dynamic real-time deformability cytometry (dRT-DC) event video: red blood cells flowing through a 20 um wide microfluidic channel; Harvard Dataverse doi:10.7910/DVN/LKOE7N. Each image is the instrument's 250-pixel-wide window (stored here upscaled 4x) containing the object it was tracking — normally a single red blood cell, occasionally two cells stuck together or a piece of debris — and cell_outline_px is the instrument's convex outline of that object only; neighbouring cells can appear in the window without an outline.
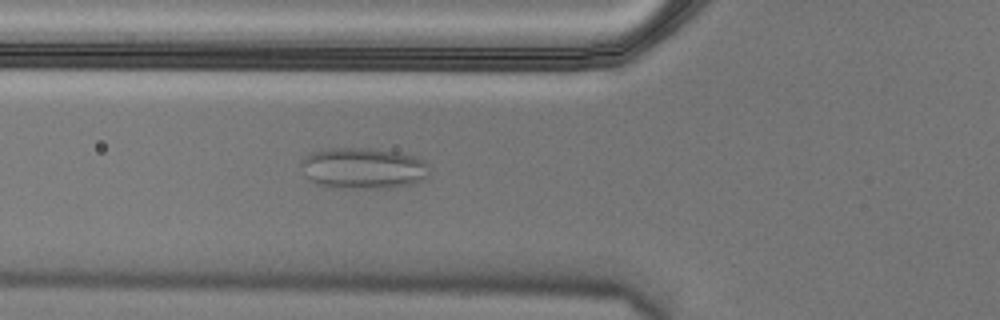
{"species": "Egyptian fruit bat (a non-hibernating species)", "species_latin": "Rousettus aegyptiacus", "temperature_condition": "cold", "stored_images_in_passage": 6, "camera_frame_rate_fps": 3000, "um_per_image_px": 0.085, "animal": {"sex": "male"}, "frame": {"image": 1, "passage_image": 6, "time_ms": 1.667, "image_size_px": [1000, 320], "cell_outline_px": [[428, 176], [424, 180], [416, 184], [388, 188], [336, 188], [316, 184], [308, 176], [300, 164], [300, 160], [304, 156], [312, 152], [328, 148], [372, 148], [396, 152], [416, 156], [424, 160], [428, 164]], "centroid_in_image_um": [30.91, 14.3], "position_along_channel_um": 94.9, "area_um2": 31.1}}